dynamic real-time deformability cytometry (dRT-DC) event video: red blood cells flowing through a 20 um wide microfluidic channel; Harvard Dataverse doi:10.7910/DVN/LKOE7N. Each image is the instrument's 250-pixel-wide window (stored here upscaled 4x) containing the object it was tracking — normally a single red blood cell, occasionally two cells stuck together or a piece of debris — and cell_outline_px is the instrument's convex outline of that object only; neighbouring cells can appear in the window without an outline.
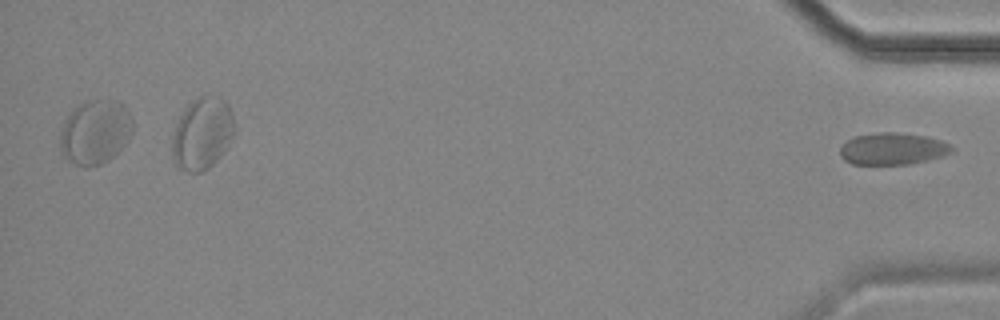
{"species": "common noctule bat (a hibernating species)", "species_latin": "Nyctalus noctula", "temperature_condition": "cold", "stored_images_in_passage": 13, "segment_of_instrument_passage": [2, 2], "camera_frame_rate_fps": 3000, "um_per_image_px": 0.085, "animal": {"sex": "female", "body_mass_g": 18.4}, "frame": {"image": 1, "passage_image": 13, "time_ms": 15.333, "image_size_px": [1000, 320], "cell_outline_px": [[952, 152], [928, 160], [908, 164], [852, 164], [844, 160], [840, 156], [840, 148], [848, 140], [856, 136], [880, 132], [896, 132], [924, 136], [940, 140], [952, 144]], "centroid_in_image_um": [75.87, 12.65], "position_along_channel_um": 359.3, "area_um2": 20.58}}